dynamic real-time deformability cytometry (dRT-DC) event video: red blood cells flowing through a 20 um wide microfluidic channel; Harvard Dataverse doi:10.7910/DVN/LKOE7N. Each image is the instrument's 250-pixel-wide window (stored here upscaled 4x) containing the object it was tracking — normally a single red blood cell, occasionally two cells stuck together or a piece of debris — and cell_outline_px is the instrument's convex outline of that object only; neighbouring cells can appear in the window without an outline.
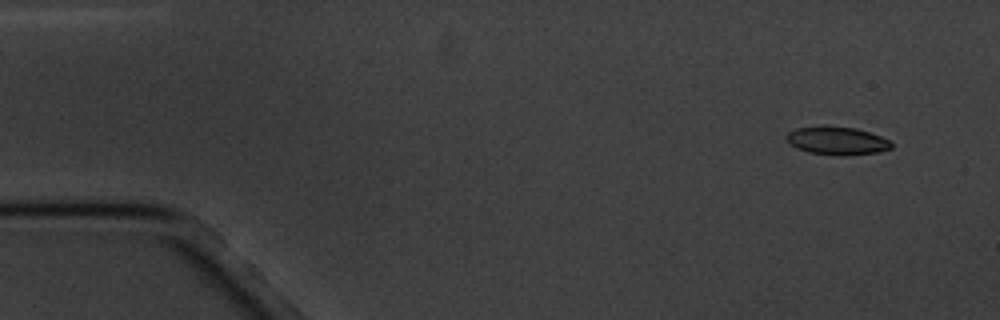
{"species": "common noctule bat (a hibernating species)", "species_latin": "Nyctalus noctula", "temperature_condition": "cold", "stored_images_in_passage": 11, "camera_frame_rate_fps": 3000, "um_per_image_px": 0.085, "animal": {"sex": "male", "body_mass_g": 20.1, "forearm_length_mm": 53.5}, "frame": {"image": 1, "passage_image": 2, "time_ms": 1.333, "image_size_px": [1000, 320], "cell_outline_px": [[892, 148], [876, 152], [808, 152], [796, 148], [788, 144], [784, 136], [788, 132], [796, 128], [856, 128], [880, 136], [888, 140], [892, 144]], "centroid_in_image_um": [71.08, 11.93], "position_along_channel_um": 13.9, "area_um2": 15.66}}
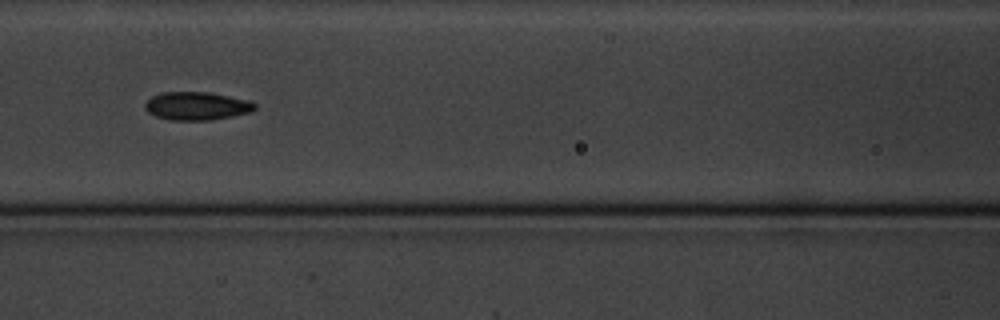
{"frame": {"image": 2, "passage_image": 8, "time_ms": 8.333, "image_size_px": [1000, 320], "cell_outline_px": [[256, 108], [252, 112], [212, 120], [172, 120], [156, 116], [148, 112], [144, 108], [144, 104], [152, 96], [160, 92], [208, 92], [248, 100], [256, 104]], "centroid_in_image_um": [16.72, 9.01], "position_along_channel_um": 149.9, "area_um2": 18.03}}
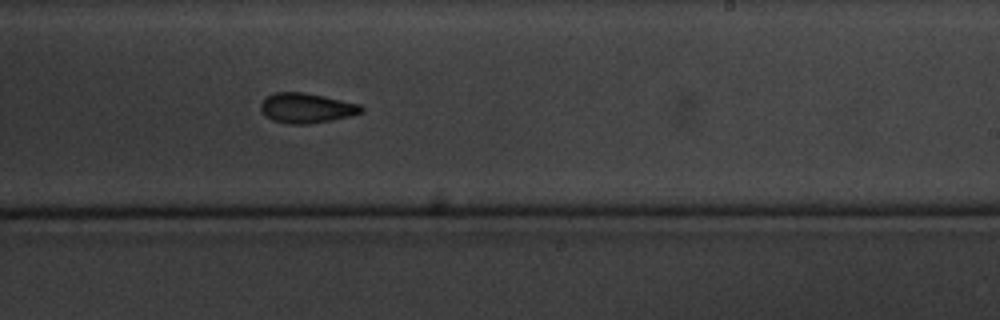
{"frame": {"image": 3, "passage_image": 11, "time_ms": 11.667, "image_size_px": [1000, 320], "cell_outline_px": [[364, 112], [352, 116], [308, 124], [292, 124], [272, 120], [260, 108], [260, 104], [268, 96], [276, 92], [304, 92], [324, 96], [360, 104], [364, 108]], "centroid_in_image_um": [26.1, 9.18], "position_along_channel_um": 262.9, "area_um2": 17.4}}